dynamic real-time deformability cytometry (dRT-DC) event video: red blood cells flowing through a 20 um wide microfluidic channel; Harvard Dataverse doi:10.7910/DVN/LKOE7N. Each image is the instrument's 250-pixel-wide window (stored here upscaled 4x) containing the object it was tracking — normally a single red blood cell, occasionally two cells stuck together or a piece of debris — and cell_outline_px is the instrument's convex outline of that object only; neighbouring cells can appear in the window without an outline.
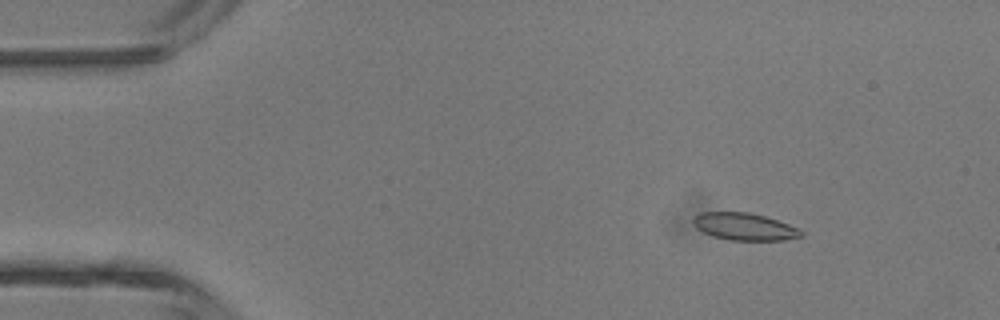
{"species": "common noctule bat (a hibernating species)", "species_latin": "Nyctalus noctula", "temperature_condition": "room temperature", "stored_images_in_passage": 46, "camera_frame_rate_fps": 3000, "um_per_image_px": 0.085, "animal": {"sex": "male", "body_mass_g": 13.3}, "frame": {"image": 1, "passage_image": 6, "time_ms": 1.667, "image_size_px": [1000, 320], "cell_outline_px": [[804, 236], [784, 240], [728, 240], [712, 236], [696, 228], [692, 224], [692, 220], [700, 212], [748, 212], [764, 216], [800, 228], [804, 232]], "centroid_in_image_um": [63.29, 19.27], "position_along_channel_um": 21.7, "area_um2": 17.22}}
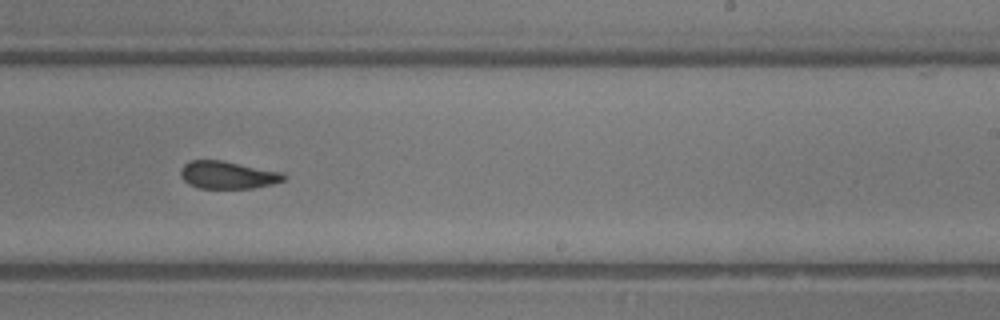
{"frame": {"image": 2, "passage_image": 28, "time_ms": 9.0, "image_size_px": [1000, 320], "cell_outline_px": [[288, 176], [284, 180], [272, 184], [252, 188], [200, 188], [188, 184], [180, 176], [180, 168], [188, 160], [220, 160], [284, 172]], "centroid_in_image_um": [19.35, 14.86], "position_along_channel_um": 269.6, "area_um2": 16.7}}
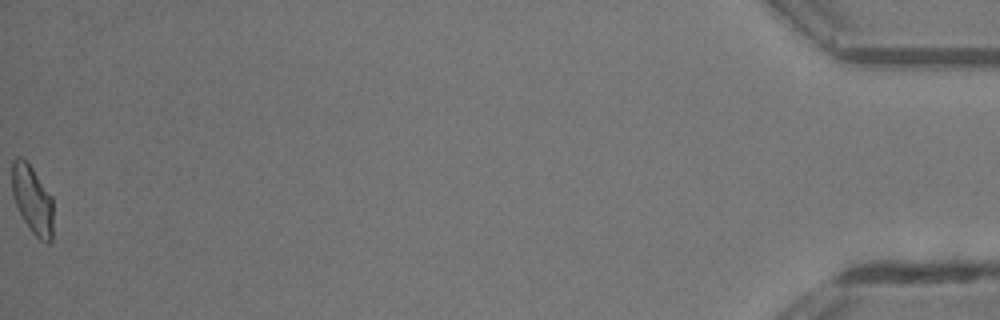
{"frame": {"image": 3, "passage_image": 46, "time_ms": 15.0, "image_size_px": [1000, 320], "cell_outline_px": [[52, 240], [48, 244], [40, 240], [32, 232], [24, 220], [12, 196], [12, 160], [16, 156], [20, 156], [28, 160], [52, 196]], "centroid_in_image_um": [2.75, 16.91], "position_along_channel_um": 432.5, "area_um2": 16.65}, "authors_computed_cell_mechanics": {"area_um2": 17.0221, "velocity_mm_per_s": 4.5135, "shape_relaxation_time_tau1_ms": null, "shape_relaxation_time_tau2_ms": 1.5962, "deformation_change_tau1": null, "deformation_change_tau2": 0.074}}